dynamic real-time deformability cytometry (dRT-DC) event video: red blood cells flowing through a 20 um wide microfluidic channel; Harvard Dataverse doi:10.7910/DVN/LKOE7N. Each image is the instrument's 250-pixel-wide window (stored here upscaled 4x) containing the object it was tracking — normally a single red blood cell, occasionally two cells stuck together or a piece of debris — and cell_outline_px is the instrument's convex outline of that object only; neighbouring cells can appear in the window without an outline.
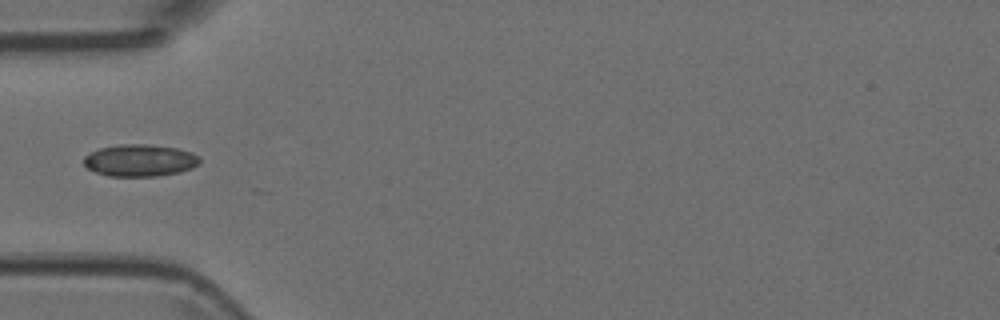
{"species": "Egyptian fruit bat (a non-hibernating species)", "species_latin": "Rousettus aegyptiacus", "temperature_condition": "room temperature", "stored_images_in_passage": 5, "camera_frame_rate_fps": 3000, "um_per_image_px": 0.085, "animal": {"sex": "female"}, "frame": {"image": 1, "passage_image": 5, "time_ms": 1.333, "image_size_px": [1000, 320], "cell_outline_px": [[200, 164], [192, 168], [180, 172], [156, 176], [108, 176], [96, 172], [88, 168], [84, 164], [84, 156], [100, 148], [120, 144], [148, 144], [176, 148], [192, 152], [200, 156]], "centroid_in_image_um": [11.92, 13.63], "position_along_channel_um": 73.1, "area_um2": 21.68}}